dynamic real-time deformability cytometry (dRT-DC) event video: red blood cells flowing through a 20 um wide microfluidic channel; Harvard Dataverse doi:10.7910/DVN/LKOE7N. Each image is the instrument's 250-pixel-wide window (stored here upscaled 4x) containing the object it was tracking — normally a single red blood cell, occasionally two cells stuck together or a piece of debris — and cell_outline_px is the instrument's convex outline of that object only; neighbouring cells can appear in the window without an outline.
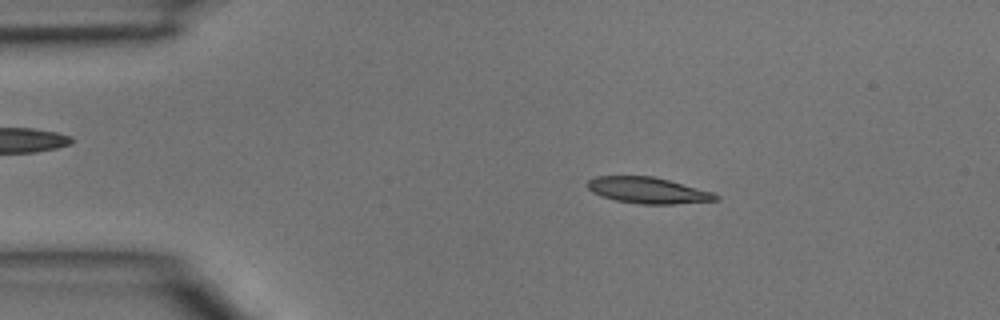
{"species": "common noctule bat (a hibernating species)", "species_latin": "Nyctalus noctula", "temperature_condition": "room temperature", "stored_images_in_passage": 44, "camera_frame_rate_fps": 3000, "um_per_image_px": 0.085, "animal": {"sex": "male", "body_mass_g": 15.6}, "frame": {"image": 1, "passage_image": 7, "time_ms": 2.0, "image_size_px": [1000, 320], "cell_outline_px": [[720, 196], [716, 200], [672, 204], [640, 204], [616, 200], [600, 196], [592, 192], [588, 188], [588, 180], [596, 176], [652, 176], [668, 180], [712, 192]], "centroid_in_image_um": [55.03, 16.18], "position_along_channel_um": 30.0, "area_um2": 19.31}}
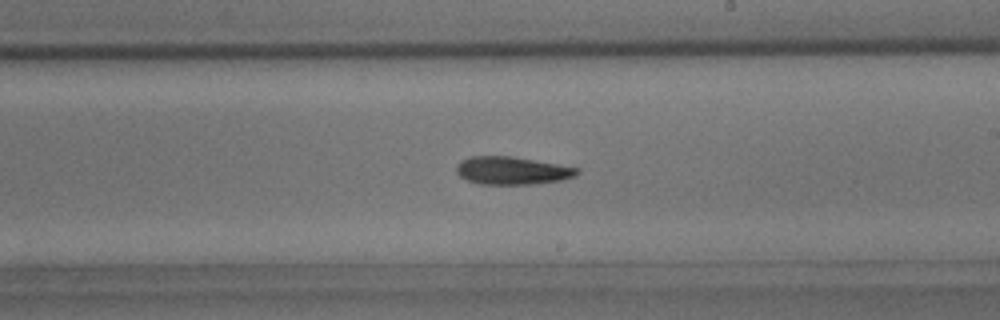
{"frame": {"image": 2, "passage_image": 25, "time_ms": 8.0, "image_size_px": [1000, 320], "cell_outline_px": [[580, 172], [576, 176], [560, 180], [532, 184], [480, 184], [468, 180], [460, 176], [456, 172], [456, 164], [460, 160], [472, 156], [508, 156], [580, 168]], "centroid_in_image_um": [43.5, 14.5], "position_along_channel_um": 245.5, "area_um2": 19.42}}
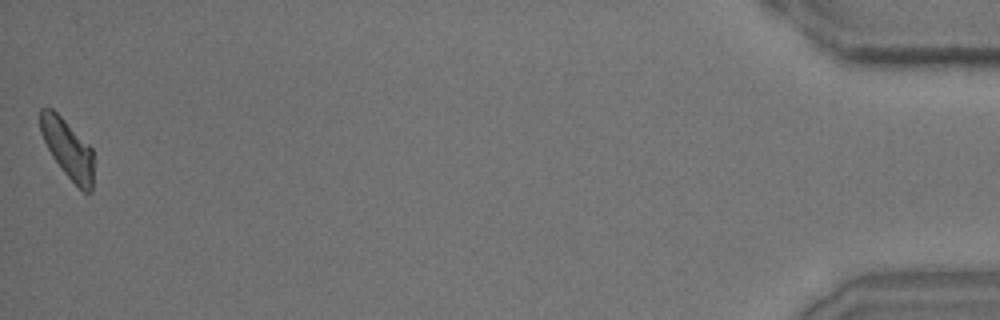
{"frame": {"image": 3, "passage_image": 44, "time_ms": 14.333, "image_size_px": [1000, 320], "cell_outline_px": [[92, 192], [84, 192], [64, 172], [52, 156], [40, 132], [40, 108], [52, 108], [92, 148]], "centroid_in_image_um": [5.74, 12.63], "position_along_channel_um": 429.5, "area_um2": 17.74}}